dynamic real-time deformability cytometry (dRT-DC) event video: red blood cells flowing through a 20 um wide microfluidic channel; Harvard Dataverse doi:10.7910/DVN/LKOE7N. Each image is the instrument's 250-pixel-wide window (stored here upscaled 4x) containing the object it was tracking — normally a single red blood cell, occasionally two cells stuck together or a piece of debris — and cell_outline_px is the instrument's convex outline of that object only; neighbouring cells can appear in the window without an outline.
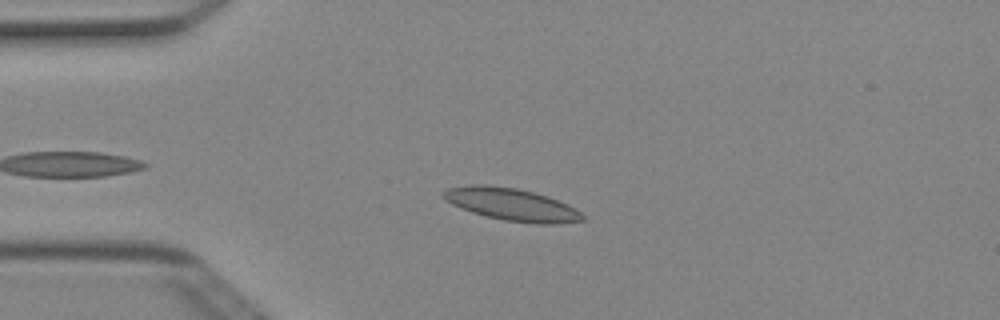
{"species": "Egyptian fruit bat (a non-hibernating species)", "species_latin": "Rousettus aegyptiacus", "temperature_condition": "cold", "stored_images_in_passage": 6, "camera_frame_rate_fps": 3000, "um_per_image_px": 0.085, "animal": {"sex": "female"}, "frame": {"image": 1, "passage_image": 4, "time_ms": 1.0, "image_size_px": [1000, 320], "cell_outline_px": [[588, 220], [556, 224], [540, 224], [504, 220], [472, 212], [460, 208], [444, 200], [440, 196], [440, 192], [448, 188], [472, 184], [488, 184], [516, 188], [548, 196], [568, 204], [576, 208]], "centroid_in_image_um": [43.48, 17.37], "position_along_channel_um": 41.5, "area_um2": 26.53}}
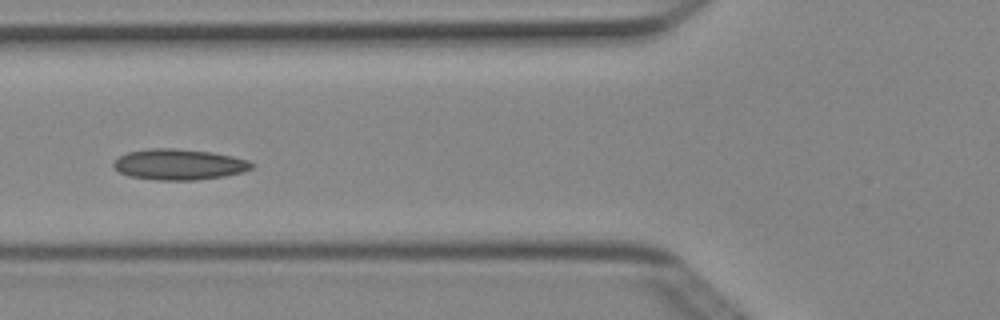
{"frame": {"image": 2, "passage_image": 6, "time_ms": 1.667, "image_size_px": [1000, 320], "cell_outline_px": [[256, 164], [252, 168], [244, 172], [224, 176], [196, 180], [156, 180], [128, 176], [112, 168], [112, 164], [120, 156], [128, 152], [148, 148], [176, 148], [212, 152], [232, 156], [248, 160]], "centroid_in_image_um": [15.22, 13.98], "position_along_channel_um": 110.6, "area_um2": 25.03}}